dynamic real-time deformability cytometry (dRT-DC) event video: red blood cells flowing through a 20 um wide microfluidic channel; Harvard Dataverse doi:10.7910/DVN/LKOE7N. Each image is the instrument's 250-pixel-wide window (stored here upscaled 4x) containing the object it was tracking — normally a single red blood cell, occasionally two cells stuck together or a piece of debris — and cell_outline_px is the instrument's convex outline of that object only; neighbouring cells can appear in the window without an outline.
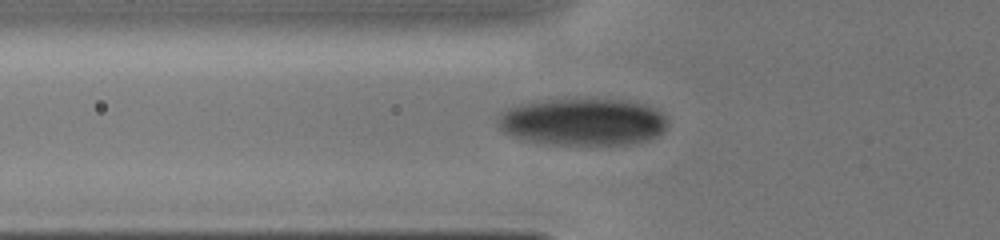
{"species": "human", "species_latin": "Homo sapiens", "temperature_condition": "cold", "stored_images_in_passage": 34, "camera_frame_rate_fps": 3000, "um_per_image_px": 0.085, "donor": {"sex": "male"}, "frame": {"image": 1, "passage_image": 2, "time_ms": 0.333, "image_size_px": [1000, 240], "cell_outline_px": [[668, 124], [664, 132], [648, 140], [632, 144], [560, 144], [532, 140], [508, 136], [496, 124], [496, 116], [500, 112], [516, 104], [532, 100], [576, 96], [624, 100], [648, 104], [660, 108], [668, 120]], "centroid_in_image_um": [49.55, 10.29], "position_along_channel_um": 76.3, "area_um2": 48.49}}
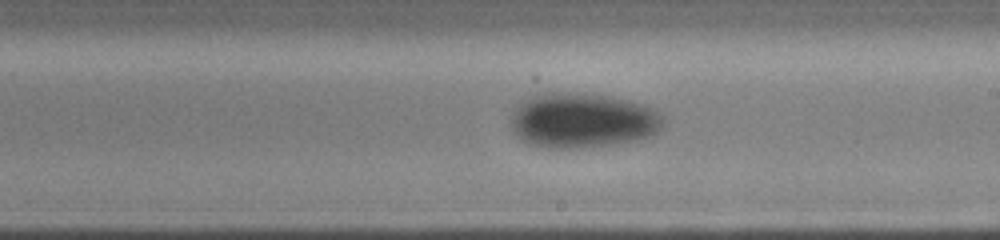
{"frame": {"image": 2, "passage_image": 17, "time_ms": 4.0, "image_size_px": [1000, 240], "cell_outline_px": [[664, 124], [656, 132], [648, 136], [636, 140], [612, 144], [572, 148], [548, 148], [532, 144], [520, 140], [516, 136], [512, 128], [512, 112], [524, 100], [532, 96], [552, 92], [584, 92], [612, 96], [644, 104], [664, 116]], "centroid_in_image_um": [49.52, 10.22], "position_along_channel_um": 239.5, "area_um2": 48.84}}
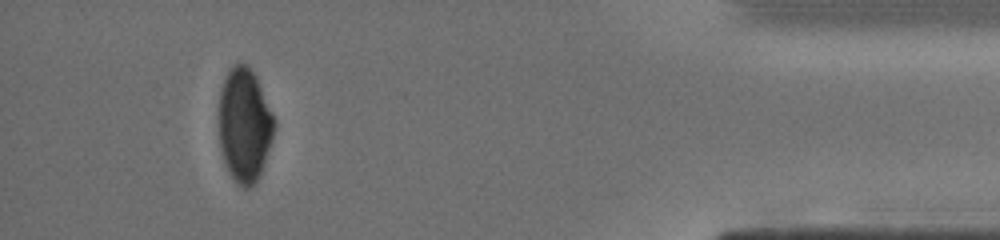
{"frame": {"image": 3, "passage_image": 33, "time_ms": 9.0, "image_size_px": [1000, 240], "cell_outline_px": [[276, 128], [260, 176], [248, 188], [244, 188], [232, 176], [224, 160], [220, 144], [220, 92], [224, 80], [228, 72], [236, 64], [248, 64], [256, 76], [276, 120]], "centroid_in_image_um": [20.82, 10.61], "position_along_channel_um": 414.4, "area_um2": 36.3}}